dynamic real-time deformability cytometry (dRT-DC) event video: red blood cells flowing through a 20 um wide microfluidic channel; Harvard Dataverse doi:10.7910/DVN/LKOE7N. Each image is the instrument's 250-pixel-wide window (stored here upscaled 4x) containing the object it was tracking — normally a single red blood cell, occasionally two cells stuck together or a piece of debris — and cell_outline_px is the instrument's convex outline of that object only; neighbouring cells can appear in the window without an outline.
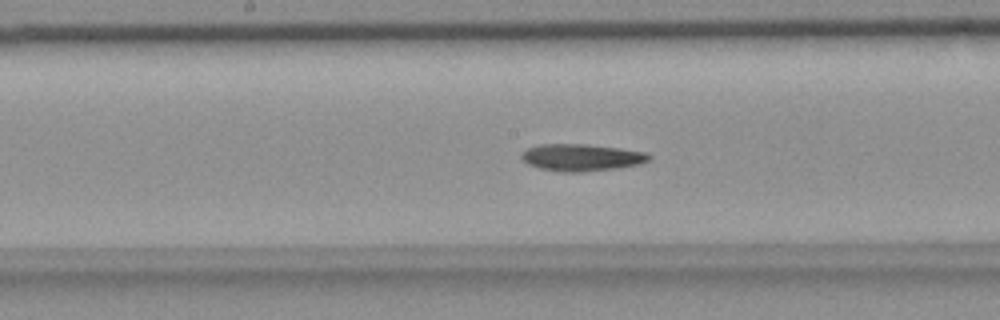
{"species": "common noctule bat (a hibernating species)", "species_latin": "Nyctalus noctula", "temperature_condition": "room temperature", "stored_images_in_passage": 55, "camera_frame_rate_fps": 3000, "um_per_image_px": 0.085, "animal": {"sex": "female", "body_mass_g": 18.4}, "frame": {"image": 1, "passage_image": 27, "time_ms": 8.667, "image_size_px": [1000, 320], "cell_outline_px": [[652, 156], [648, 160], [640, 164], [616, 168], [580, 172], [560, 172], [540, 168], [528, 164], [520, 156], [520, 152], [536, 144], [588, 144], [620, 148], [648, 152]], "centroid_in_image_um": [49.42, 13.37], "position_along_channel_um": 198.8, "area_um2": 20.23}}
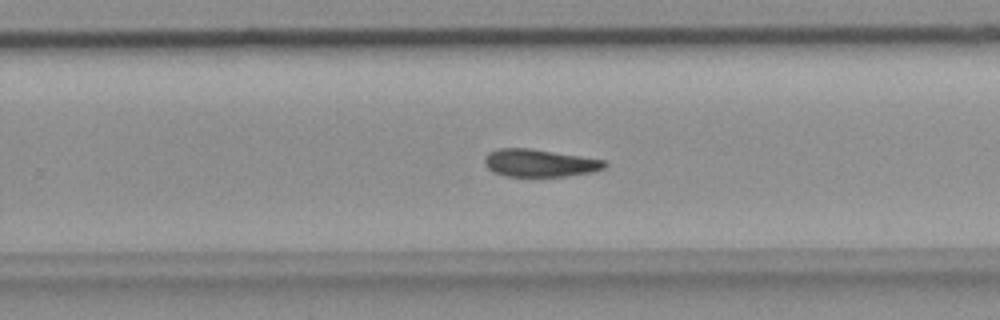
{"frame": {"image": 2, "passage_image": 34, "time_ms": 11.0, "image_size_px": [1000, 320], "cell_outline_px": [[608, 164], [604, 168], [592, 172], [568, 176], [504, 176], [488, 168], [484, 164], [484, 156], [488, 152], [500, 148], [528, 148], [580, 156], [604, 160]], "centroid_in_image_um": [45.85, 13.85], "position_along_channel_um": 284.0, "area_um2": 19.19}}
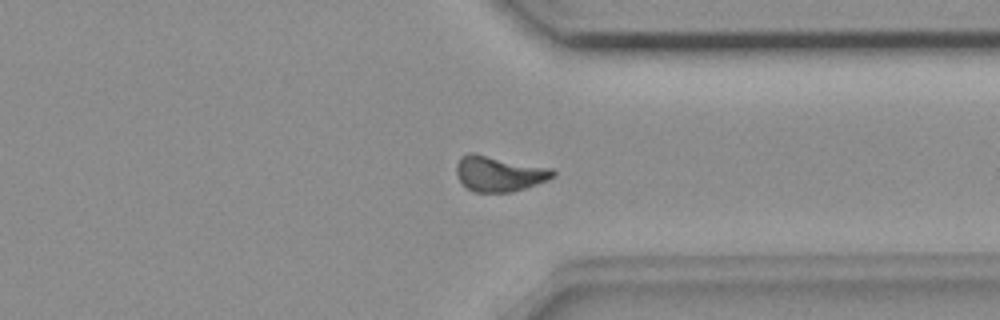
{"frame": {"image": 3, "passage_image": 41, "time_ms": 13.333, "image_size_px": [1000, 320], "cell_outline_px": [[556, 172], [548, 180], [512, 192], [472, 192], [460, 180], [456, 172], [456, 164], [460, 156], [468, 152], [472, 152], [552, 168]], "centroid_in_image_um": [42.4, 14.75], "position_along_channel_um": 369.0, "area_um2": 19.94}, "authors_computed_cell_mechanics": {"area_um2": 19.652, "velocity_mm_per_s": 3.6644, "shape_relaxation_time_tau1_ms": 9.2803, "shape_relaxation_time_tau2_ms": null, "deformation_change_tau1": 0.1815, "deformation_change_tau2": null}}